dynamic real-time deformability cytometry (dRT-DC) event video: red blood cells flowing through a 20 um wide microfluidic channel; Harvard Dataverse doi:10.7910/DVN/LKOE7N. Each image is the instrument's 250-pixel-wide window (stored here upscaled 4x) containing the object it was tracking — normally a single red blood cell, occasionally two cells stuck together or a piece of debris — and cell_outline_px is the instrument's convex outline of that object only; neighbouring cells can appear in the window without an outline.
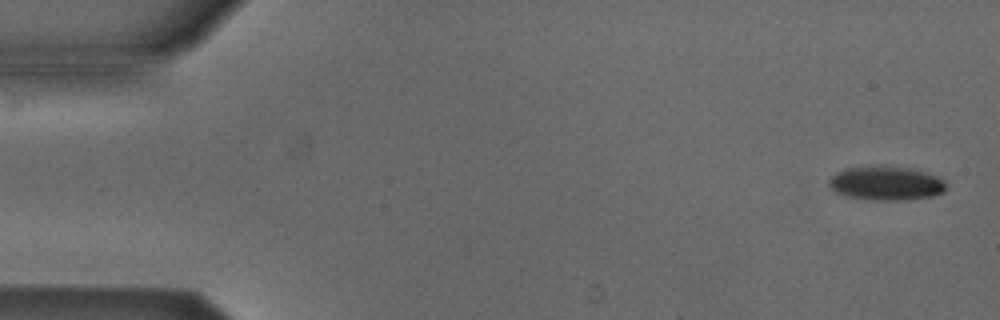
{"species": "Egyptian fruit bat (a non-hibernating species)", "species_latin": "Rousettus aegyptiacus", "temperature_condition": "cold", "stored_images_in_passage": 52, "camera_frame_rate_fps": 3000, "um_per_image_px": 0.085, "animal": {"sex": "male"}, "frame": {"image": 1, "passage_image": 1, "time_ms": 0.0, "image_size_px": [1000, 320], "cell_outline_px": [[944, 192], [932, 196], [896, 200], [872, 200], [848, 196], [832, 192], [828, 184], [828, 180], [836, 172], [848, 168], [912, 168], [940, 176], [944, 180]], "centroid_in_image_um": [75.3, 15.6], "position_along_channel_um": 9.7, "area_um2": 22.66}}
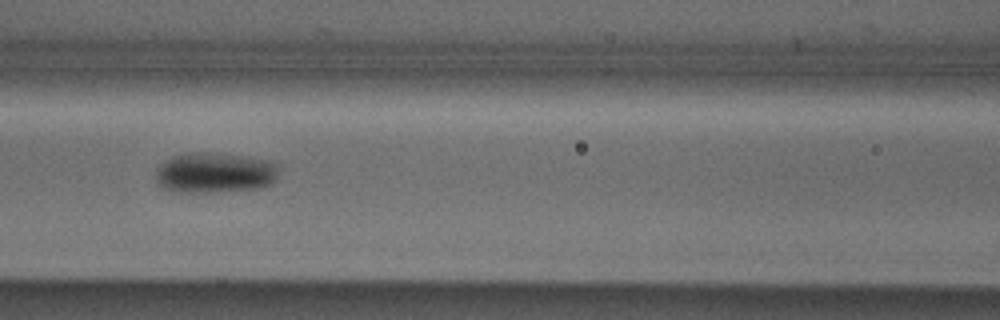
{"frame": {"image": 2, "passage_image": 22, "time_ms": 7.0, "image_size_px": [1000, 320], "cell_outline_px": [[276, 180], [272, 184], [260, 188], [216, 192], [168, 192], [160, 188], [156, 180], [156, 168], [160, 164], [172, 156], [192, 152], [200, 152], [240, 156], [272, 160], [276, 164]], "centroid_in_image_um": [18.2, 14.71], "position_along_channel_um": 148.4, "area_um2": 29.25}}
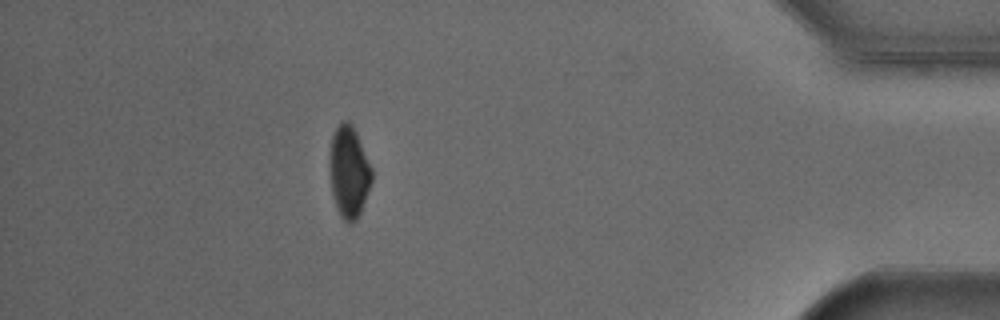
{"frame": {"image": 3, "passage_image": 46, "time_ms": 15.0, "image_size_px": [1000, 320], "cell_outline_px": [[372, 180], [360, 212], [356, 220], [352, 224], [348, 224], [340, 216], [336, 208], [332, 192], [328, 164], [332, 136], [336, 128], [344, 120], [348, 120], [352, 124], [356, 132], [372, 168]], "centroid_in_image_um": [29.64, 14.62], "position_along_channel_um": 405.6, "area_um2": 22.54}}